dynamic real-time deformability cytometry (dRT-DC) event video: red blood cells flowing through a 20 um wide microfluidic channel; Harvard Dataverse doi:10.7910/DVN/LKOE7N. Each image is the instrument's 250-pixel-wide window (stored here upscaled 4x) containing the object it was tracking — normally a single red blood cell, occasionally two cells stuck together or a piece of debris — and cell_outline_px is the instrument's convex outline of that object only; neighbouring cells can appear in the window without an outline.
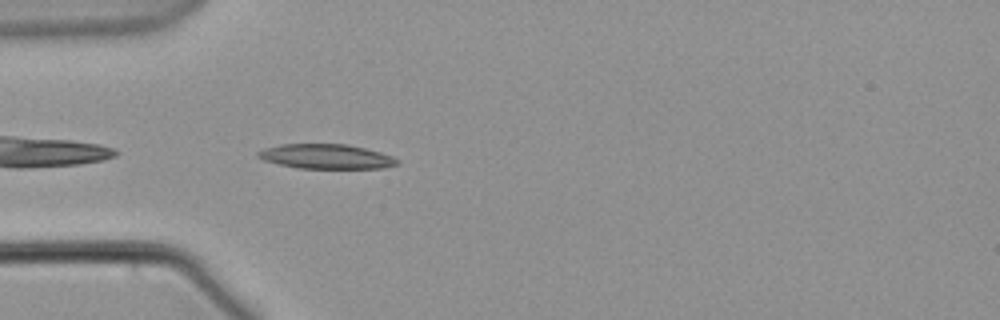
{"species": "common noctule bat (a hibernating species)", "species_latin": "Nyctalus noctula", "temperature_condition": "warm", "stored_images_in_passage": 42, "camera_frame_rate_fps": 3000, "um_per_image_px": 0.085, "animal": {"sex": "male", "body_mass_g": 21.5, "forearm_length_mm": 52.0}, "frame": {"image": 1, "passage_image": 2, "time_ms": 0.333, "image_size_px": [1000, 320], "cell_outline_px": [[400, 164], [384, 168], [296, 168], [264, 160], [256, 156], [256, 152], [264, 148], [280, 144], [348, 144], [380, 152], [392, 156], [400, 160]], "centroid_in_image_um": [27.74, 13.3], "position_along_channel_um": 57.3, "area_um2": 20.06}}
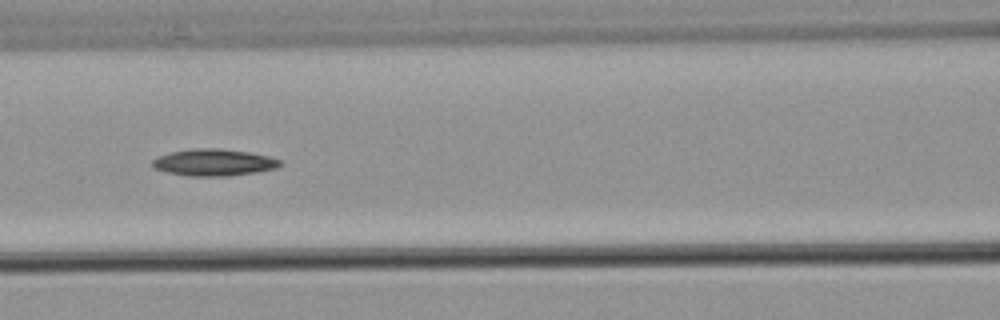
{"frame": {"image": 2, "passage_image": 10, "time_ms": 3.0, "image_size_px": [1000, 320], "cell_outline_px": [[280, 164], [276, 168], [256, 172], [228, 176], [188, 176], [168, 172], [152, 168], [152, 160], [156, 156], [172, 152], [192, 148], [220, 148], [252, 152], [268, 156], [280, 160]], "centroid_in_image_um": [18.14, 13.8], "position_along_channel_um": 148.5, "area_um2": 20.06}}
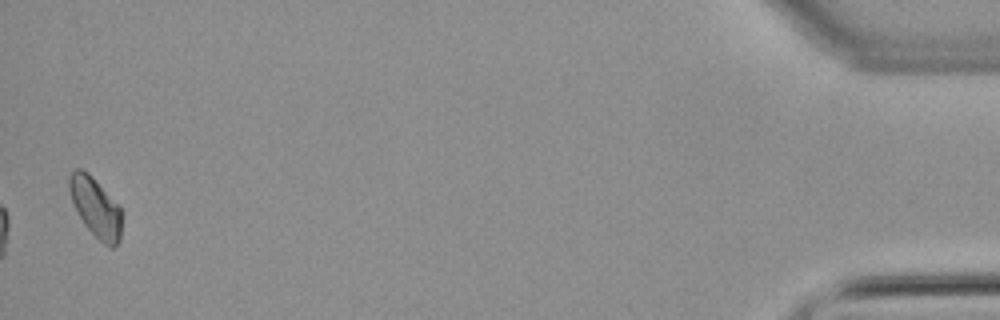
{"frame": {"image": 3, "passage_image": 41, "time_ms": 13.333, "image_size_px": [1000, 320], "cell_outline_px": [[120, 240], [112, 248], [108, 248], [84, 224], [72, 200], [68, 188], [68, 176], [76, 168], [80, 168], [88, 172], [120, 204]], "centroid_in_image_um": [8.13, 17.59], "position_along_channel_um": 427.1, "area_um2": 18.09}}